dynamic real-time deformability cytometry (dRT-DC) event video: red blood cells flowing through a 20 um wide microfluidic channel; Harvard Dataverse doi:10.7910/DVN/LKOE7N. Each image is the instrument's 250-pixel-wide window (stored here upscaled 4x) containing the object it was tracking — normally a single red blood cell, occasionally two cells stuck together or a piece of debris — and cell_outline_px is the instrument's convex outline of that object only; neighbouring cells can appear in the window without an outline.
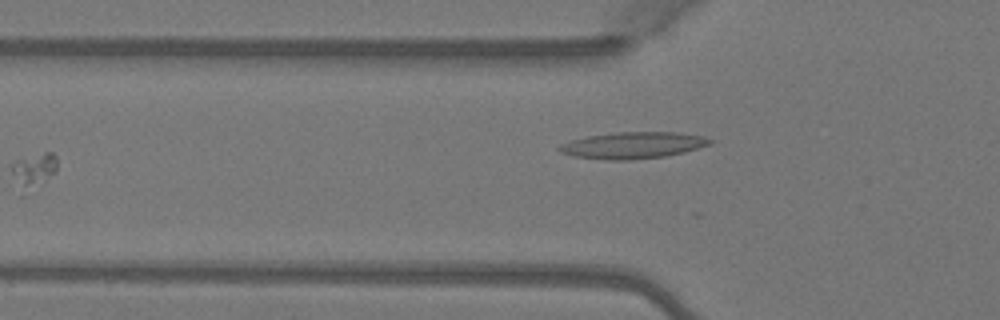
{"species": "Egyptian fruit bat (a non-hibernating species)", "species_latin": "Rousettus aegyptiacus", "temperature_condition": "warm", "stored_images_in_passage": 6, "camera_frame_rate_fps": 3000, "um_per_image_px": 0.085, "animal": {"sex": "female"}, "frame": {"image": 1, "passage_image": 6, "time_ms": 1.667, "image_size_px": [1000, 320], "cell_outline_px": [[712, 144], [684, 152], [664, 156], [628, 160], [608, 160], [572, 156], [560, 152], [556, 148], [560, 144], [572, 140], [588, 136], [616, 132], [676, 132], [704, 136], [712, 140]], "centroid_in_image_um": [53.79, 12.35], "position_along_channel_um": 72.0, "area_um2": 23.29}}